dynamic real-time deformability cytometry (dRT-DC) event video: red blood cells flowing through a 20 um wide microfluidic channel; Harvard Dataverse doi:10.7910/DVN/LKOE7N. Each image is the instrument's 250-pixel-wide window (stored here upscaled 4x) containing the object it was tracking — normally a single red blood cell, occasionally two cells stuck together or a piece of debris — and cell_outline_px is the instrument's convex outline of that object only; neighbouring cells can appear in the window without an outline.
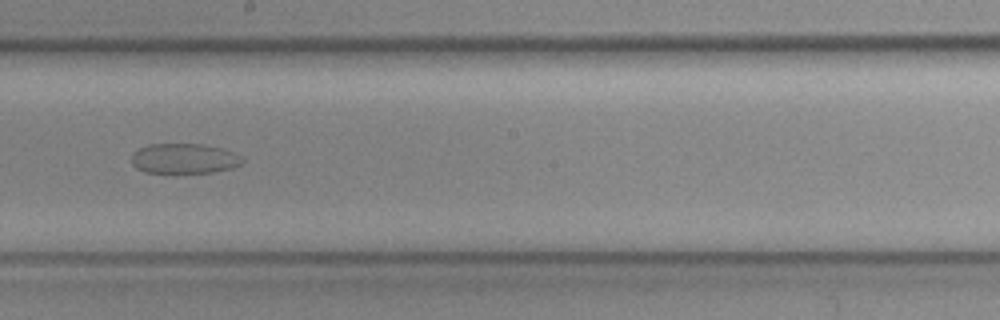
{"species": "common noctule bat (a hibernating species)", "species_latin": "Nyctalus noctula", "temperature_condition": "cold", "stored_images_in_passage": 7, "camera_frame_rate_fps": 3000, "um_per_image_px": 0.085, "animal": {"sex": "female", "body_mass_g": 19.3, "forearm_length_mm": 54.1}, "frame": {"image": 1, "passage_image": 7, "time_ms": 2.0, "image_size_px": [1000, 320], "cell_outline_px": [[244, 164], [232, 168], [212, 172], [144, 172], [136, 168], [132, 164], [132, 152], [148, 144], [204, 144], [224, 148], [244, 156]], "centroid_in_image_um": [15.71, 13.46], "position_along_channel_um": 232.5, "area_um2": 19.65}}